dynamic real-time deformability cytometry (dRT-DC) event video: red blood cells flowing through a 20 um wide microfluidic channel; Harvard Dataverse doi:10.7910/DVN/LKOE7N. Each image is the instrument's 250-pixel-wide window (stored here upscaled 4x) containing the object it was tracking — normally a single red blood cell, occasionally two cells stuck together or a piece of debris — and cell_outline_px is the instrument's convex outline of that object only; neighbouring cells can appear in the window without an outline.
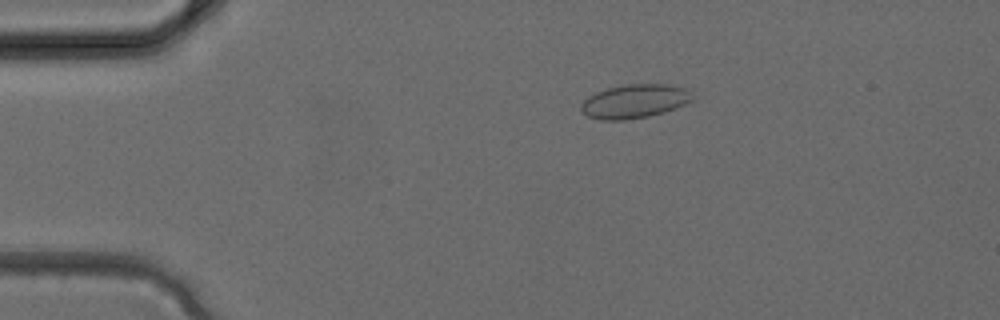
{"species": "common noctule bat (a hibernating species)", "species_latin": "Nyctalus noctula", "temperature_condition": "cold", "stored_images_in_passage": 3, "camera_frame_rate_fps": 3000, "um_per_image_px": 0.085, "animal": {"sex": "female", "body_mass_g": 24.6, "forearm_length_mm": 56.2}, "frame": {"image": 1, "passage_image": 2, "time_ms": 0.333, "image_size_px": [1000, 320], "cell_outline_px": [[696, 96], [692, 100], [684, 104], [664, 112], [648, 116], [624, 120], [600, 120], [588, 116], [580, 112], [580, 104], [588, 96], [596, 92], [608, 88], [624, 84], [668, 84], [688, 88]], "centroid_in_image_um": [53.94, 8.6], "position_along_channel_um": 31.1, "area_um2": 22.2}}